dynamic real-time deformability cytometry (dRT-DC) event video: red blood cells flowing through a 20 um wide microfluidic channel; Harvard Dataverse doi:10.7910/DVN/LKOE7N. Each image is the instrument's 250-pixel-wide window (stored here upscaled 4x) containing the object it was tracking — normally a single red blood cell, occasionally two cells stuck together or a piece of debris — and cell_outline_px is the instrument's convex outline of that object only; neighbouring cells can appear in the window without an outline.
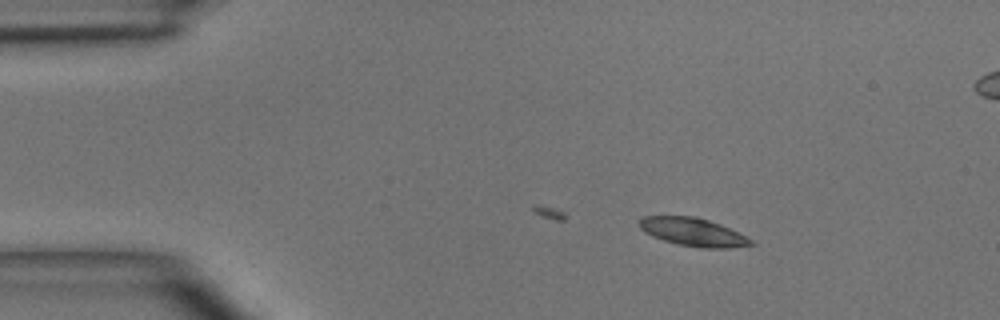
{"species": "common noctule bat (a hibernating species)", "species_latin": "Nyctalus noctula", "temperature_condition": "room temperature", "stored_images_in_passage": 7, "camera_frame_rate_fps": 3000, "um_per_image_px": 0.085, "animal": {"sex": "male", "body_mass_g": 15.6}, "frame": {"image": 1, "passage_image": 2, "time_ms": 1.333, "image_size_px": [1000, 320], "cell_outline_px": [[756, 244], [732, 248], [704, 248], [680, 244], [664, 240], [652, 236], [644, 232], [640, 228], [640, 220], [644, 216], [696, 216], [720, 224], [752, 240]], "centroid_in_image_um": [58.91, 19.72], "position_along_channel_um": 26.1, "area_um2": 18.03}}
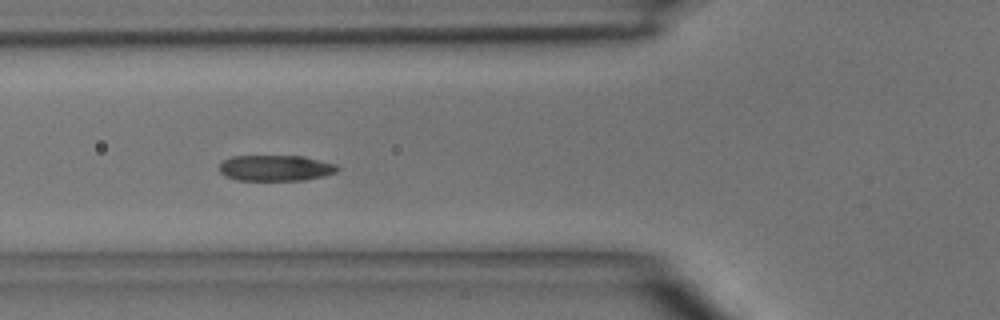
{"frame": {"image": 2, "passage_image": 5, "time_ms": 4.667, "image_size_px": [1000, 320], "cell_outline_px": [[340, 168], [336, 172], [324, 176], [304, 180], [236, 180], [224, 176], [220, 172], [220, 164], [224, 160], [232, 156], [304, 156], [336, 164]], "centroid_in_image_um": [23.43, 14.28], "position_along_channel_um": 102.4, "area_um2": 17.86}}
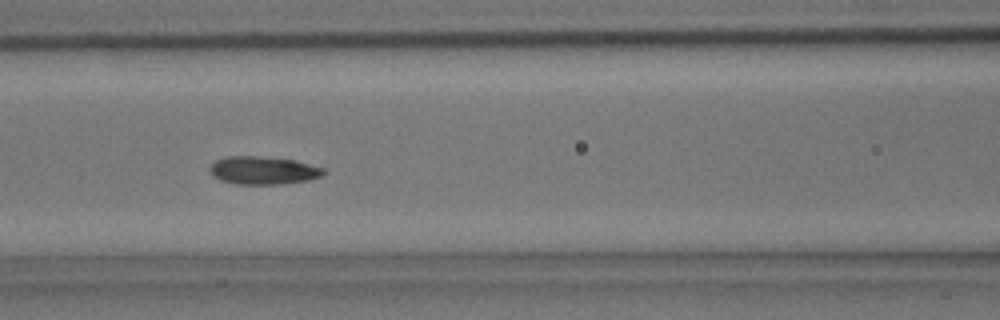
{"frame": {"image": 3, "passage_image": 6, "time_ms": 5.667, "image_size_px": [1000, 320], "cell_outline_px": [[324, 172], [320, 176], [308, 180], [280, 184], [236, 184], [220, 180], [212, 176], [208, 168], [216, 160], [228, 156], [260, 156], [296, 160], [324, 168]], "centroid_in_image_um": [22.34, 14.48], "position_along_channel_um": 144.3, "area_um2": 18.55}}